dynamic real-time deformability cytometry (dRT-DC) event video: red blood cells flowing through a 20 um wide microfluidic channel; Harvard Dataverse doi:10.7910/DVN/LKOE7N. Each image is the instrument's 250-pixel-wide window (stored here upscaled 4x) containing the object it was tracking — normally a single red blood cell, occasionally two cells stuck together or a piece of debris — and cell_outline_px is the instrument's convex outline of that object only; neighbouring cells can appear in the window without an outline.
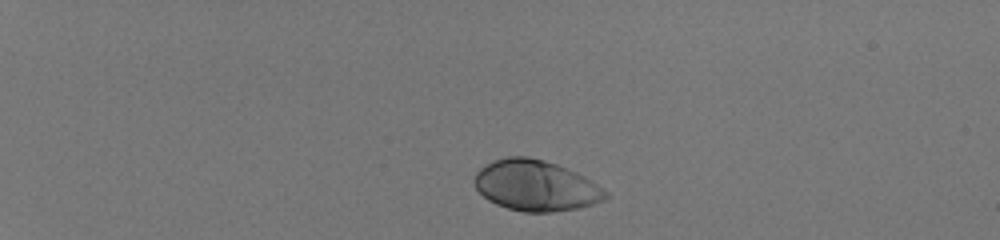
{"species": "human", "species_latin": "Homo sapiens", "temperature_condition": "room temperature", "stored_images_in_passage": 41, "camera_frame_rate_fps": 3000, "um_per_image_px": 0.085, "donor": {"sex": "male"}, "frame": {"image": 1, "passage_image": 1, "time_ms": 0.0, "image_size_px": [1000, 240], "cell_outline_px": [[608, 196], [604, 200], [580, 208], [552, 212], [524, 212], [508, 208], [496, 204], [488, 200], [476, 188], [472, 180], [476, 172], [480, 168], [496, 160], [508, 156], [528, 156], [544, 160], [556, 164], [576, 172], [584, 176], [608, 192]], "centroid_in_image_um": [45.53, 15.78], "position_along_channel_um": 39.5, "area_um2": 38.67}}
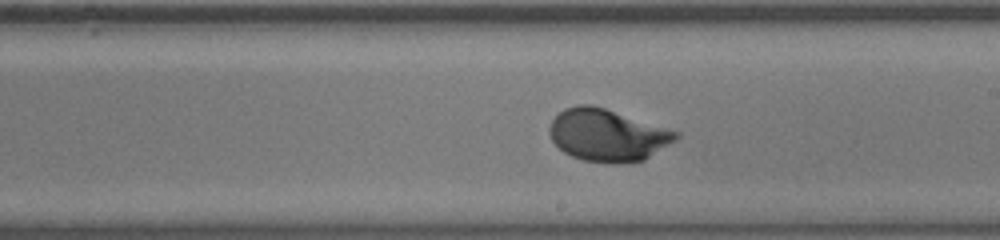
{"frame": {"image": 2, "passage_image": 23, "time_ms": 7.333, "image_size_px": [1000, 240], "cell_outline_px": [[680, 136], [676, 140], [644, 160], [616, 164], [612, 164], [584, 160], [572, 156], [564, 152], [552, 140], [548, 132], [548, 128], [552, 120], [564, 108], [576, 104], [592, 104], [680, 132]], "centroid_in_image_um": [51.63, 11.48], "position_along_channel_um": 237.4, "area_um2": 38.44}}
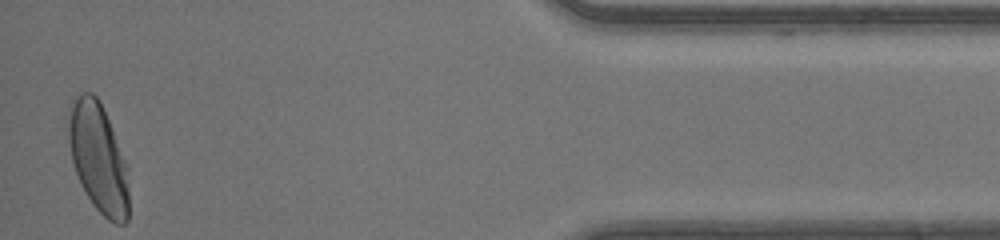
{"frame": {"image": 3, "passage_image": 40, "time_ms": 13.0, "image_size_px": [1000, 240], "cell_outline_px": [[128, 220], [124, 224], [116, 224], [108, 220], [92, 204], [80, 184], [72, 160], [68, 140], [68, 120], [72, 96], [80, 92], [92, 92], [96, 96], [112, 128], [124, 164], [128, 188]], "centroid_in_image_um": [8.31, 13.41], "position_along_channel_um": 426.9, "area_um2": 37.86}, "authors_computed_cell_mechanics": {"area_um2": 37.7434, "velocity_mm_per_s": 4.1661, "shape_relaxation_time_tau1_ms": 1.9909, "shape_relaxation_time_tau2_ms": null, "deformation_change_tau1": 0.1548, "deformation_change_tau2": null}}